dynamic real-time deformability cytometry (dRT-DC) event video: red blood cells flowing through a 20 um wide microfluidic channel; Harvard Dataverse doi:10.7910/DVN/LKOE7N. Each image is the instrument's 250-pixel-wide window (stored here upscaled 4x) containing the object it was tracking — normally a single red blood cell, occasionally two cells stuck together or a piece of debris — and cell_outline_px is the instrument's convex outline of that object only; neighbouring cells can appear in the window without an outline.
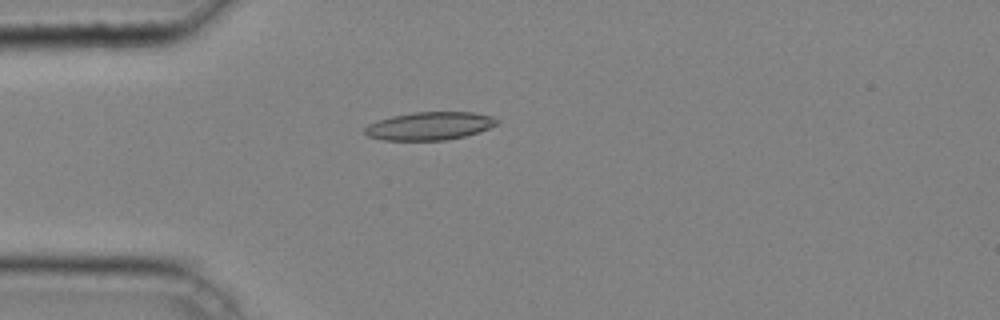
{"species": "common noctule bat (a hibernating species)", "species_latin": "Nyctalus noctula", "temperature_condition": "cold", "stored_images_in_passage": 32, "camera_frame_rate_fps": 3000, "um_per_image_px": 0.085, "animal": {"sex": "male", "body_mass_g": 20.4}, "frame": {"image": 1, "passage_image": 3, "time_ms": 0.667, "image_size_px": [1000, 320], "cell_outline_px": [[500, 124], [480, 132], [464, 136], [444, 140], [384, 140], [368, 136], [364, 132], [364, 128], [368, 124], [376, 120], [392, 116], [412, 112], [472, 112], [492, 116], [500, 120]], "centroid_in_image_um": [36.54, 10.7], "position_along_channel_um": 48.5, "area_um2": 21.79}}
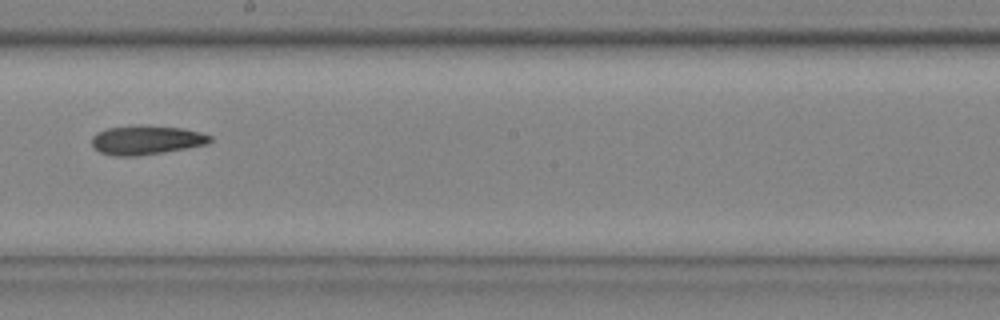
{"frame": {"image": 2, "passage_image": 17, "time_ms": 5.333, "image_size_px": [1000, 320], "cell_outline_px": [[212, 140], [208, 144], [164, 152], [136, 156], [112, 156], [100, 152], [92, 144], [92, 136], [96, 132], [104, 128], [140, 124], [184, 128], [200, 132], [212, 136]], "centroid_in_image_um": [12.43, 11.88], "position_along_channel_um": 235.8, "area_um2": 20.4}}
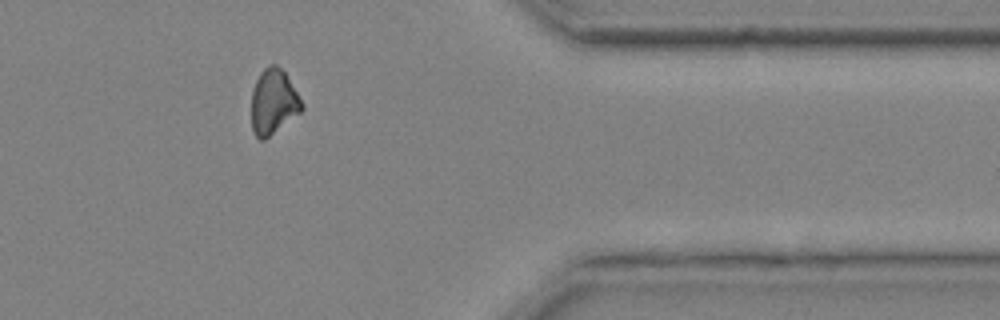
{"frame": {"image": 3, "passage_image": 29, "time_ms": 9.333, "image_size_px": [1000, 320], "cell_outline_px": [[304, 108], [300, 112], [264, 140], [260, 140], [256, 136], [252, 128], [252, 88], [260, 72], [268, 64], [276, 64], [284, 72], [304, 104]], "centroid_in_image_um": [23.23, 8.64], "position_along_channel_um": 388.2, "area_um2": 18.9}, "authors_computed_cell_mechanics": {"area_um2": 19.9699, "velocity_mm_per_s": 4.2748, "shape_relaxation_time_tau1_ms": null, "shape_relaxation_time_tau2_ms": 7.6247, "deformation_change_tau1": null, "deformation_change_tau2": 0.1798}}